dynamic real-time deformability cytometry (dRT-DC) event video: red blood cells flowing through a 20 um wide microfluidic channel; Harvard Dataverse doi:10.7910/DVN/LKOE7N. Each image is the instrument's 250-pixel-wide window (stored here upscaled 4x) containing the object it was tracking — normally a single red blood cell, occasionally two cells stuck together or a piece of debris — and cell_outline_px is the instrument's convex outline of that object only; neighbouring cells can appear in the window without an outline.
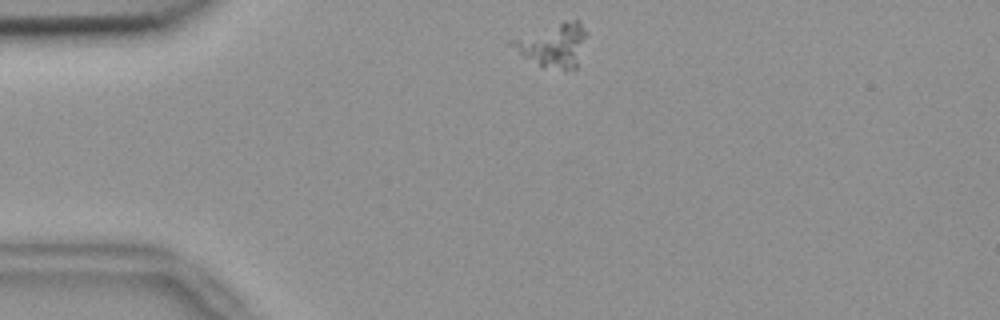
{"species": "common noctule bat (a hibernating species)", "species_latin": "Nyctalus noctula", "temperature_condition": "room temperature", "stored_images_in_passage": 44, "camera_frame_rate_fps": 3000, "um_per_image_px": 0.085, "animal": {"sex": "female", "body_mass_g": 18.4}, "frame": {"image": 1, "passage_image": 1, "time_ms": 0.0, "image_size_px": [1000, 320], "cell_outline_px": [[584, 36], [576, 68], [564, 72], [540, 64], [524, 56], [508, 44], [508, 40], [564, 20], [580, 20], [584, 32]], "centroid_in_image_um": [46.98, 3.82], "position_along_channel_um": 38.0, "area_um2": 18.38}}
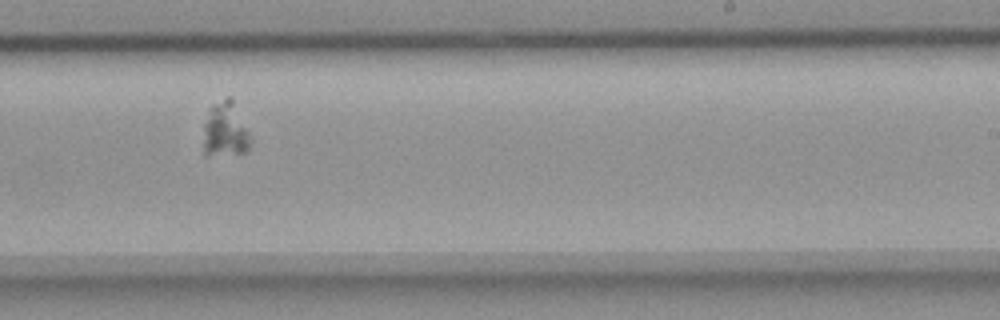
{"frame": {"image": 2, "passage_image": 23, "time_ms": 7.333, "image_size_px": [1000, 320], "cell_outline_px": [[252, 140], [248, 148], [244, 152], [208, 156], [204, 156], [204, 124], [208, 108], [212, 104], [228, 96], [232, 96], [252, 136]], "centroid_in_image_um": [19.16, 10.99], "position_along_channel_um": 269.8, "area_um2": 15.55}}
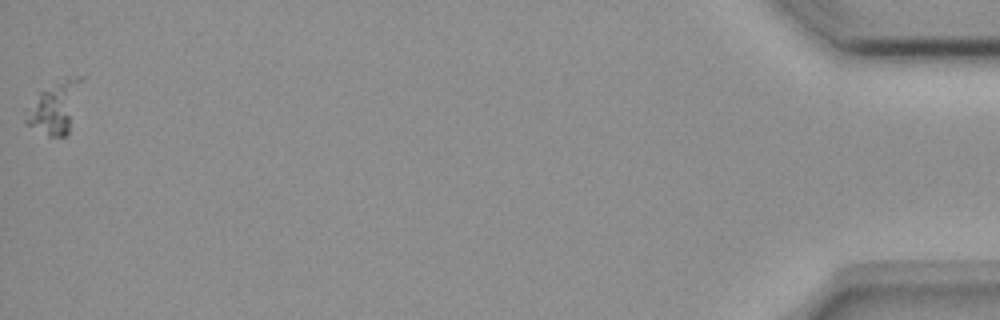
{"frame": {"image": 3, "passage_image": 44, "time_ms": 14.333, "image_size_px": [1000, 320], "cell_outline_px": [[88, 76], [68, 132], [64, 136], [48, 136], [28, 124], [24, 120], [24, 108], [40, 92], [68, 80], [84, 76]], "centroid_in_image_um": [4.71, 9.14], "position_along_channel_um": 430.5, "area_um2": 16.76}}